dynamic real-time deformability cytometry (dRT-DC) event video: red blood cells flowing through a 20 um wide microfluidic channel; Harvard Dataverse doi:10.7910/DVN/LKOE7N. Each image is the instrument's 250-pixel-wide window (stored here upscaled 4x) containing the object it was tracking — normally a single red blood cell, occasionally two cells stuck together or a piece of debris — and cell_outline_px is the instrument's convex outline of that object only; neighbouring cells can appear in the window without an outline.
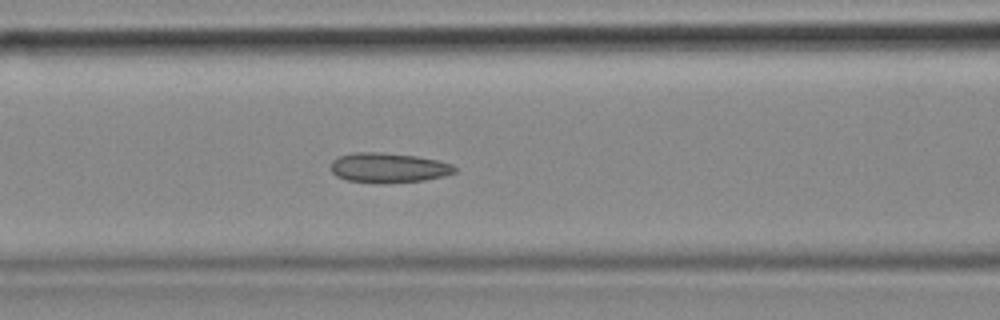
{"species": "common noctule bat (a hibernating species)", "species_latin": "Nyctalus noctula", "temperature_condition": "cold", "stored_images_in_passage": 40, "camera_frame_rate_fps": 3000, "um_per_image_px": 0.085, "animal": {"sex": "female", "body_mass_g": 18.4}, "frame": {"image": 1, "passage_image": 12, "time_ms": 3.667, "image_size_px": [1000, 320], "cell_outline_px": [[456, 172], [444, 176], [424, 180], [384, 184], [348, 180], [336, 176], [332, 172], [332, 160], [340, 156], [356, 152], [380, 152], [416, 156], [436, 160], [452, 164], [456, 168]], "centroid_in_image_um": [33.03, 14.27], "position_along_channel_um": 133.6, "area_um2": 21.5}}
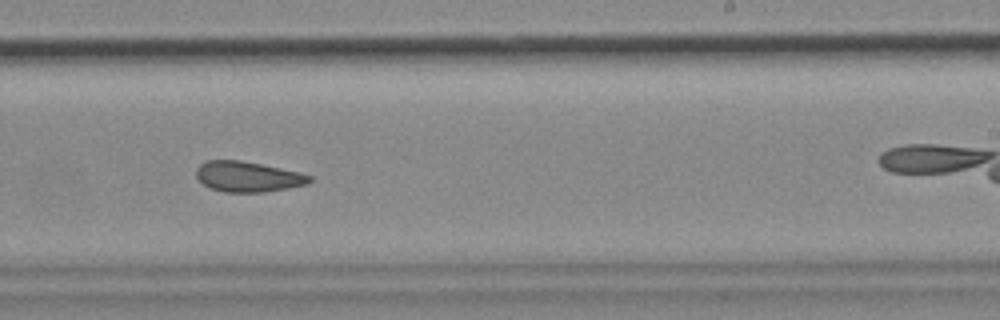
{"frame": {"image": 2, "passage_image": 23, "time_ms": 7.333, "image_size_px": [1000, 320], "cell_outline_px": [[312, 180], [308, 184], [288, 188], [264, 192], [224, 192], [208, 188], [196, 176], [196, 168], [204, 160], [240, 160], [300, 172], [312, 176]], "centroid_in_image_um": [21.05, 15.02], "position_along_channel_um": 267.9, "area_um2": 20.17}, "authors_computed_cell_mechanics": {"area_um2": 20.519, "velocity_mm_per_s": 3.6823, "shape_relaxation_time_tau1_ms": null, "shape_relaxation_time_tau2_ms": 3.2217, "deformation_change_tau1": null, "deformation_change_tau2": 0.1084}}